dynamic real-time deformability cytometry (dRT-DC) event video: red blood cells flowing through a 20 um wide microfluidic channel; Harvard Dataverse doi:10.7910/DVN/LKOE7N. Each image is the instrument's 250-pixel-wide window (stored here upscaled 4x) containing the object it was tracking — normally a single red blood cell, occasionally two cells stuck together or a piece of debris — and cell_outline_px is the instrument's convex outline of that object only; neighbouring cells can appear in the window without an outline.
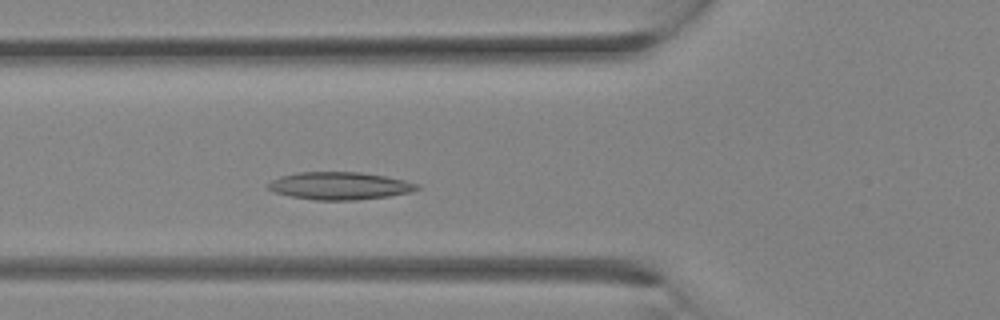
{"species": "Egyptian fruit bat (a non-hibernating species)", "species_latin": "Rousettus aegyptiacus", "temperature_condition": "room temperature", "stored_images_in_passage": 6, "camera_frame_rate_fps": 3000, "um_per_image_px": 0.085, "animal": {"sex": "female"}, "frame": {"image": 1, "passage_image": 6, "time_ms": 1.667, "image_size_px": [1000, 320], "cell_outline_px": [[420, 188], [412, 192], [388, 196], [356, 200], [316, 200], [292, 196], [276, 192], [268, 188], [268, 184], [272, 180], [280, 176], [296, 172], [360, 172], [384, 176], [404, 180], [420, 184]], "centroid_in_image_um": [28.91, 15.79], "position_along_channel_um": 96.9, "area_um2": 23.81}}